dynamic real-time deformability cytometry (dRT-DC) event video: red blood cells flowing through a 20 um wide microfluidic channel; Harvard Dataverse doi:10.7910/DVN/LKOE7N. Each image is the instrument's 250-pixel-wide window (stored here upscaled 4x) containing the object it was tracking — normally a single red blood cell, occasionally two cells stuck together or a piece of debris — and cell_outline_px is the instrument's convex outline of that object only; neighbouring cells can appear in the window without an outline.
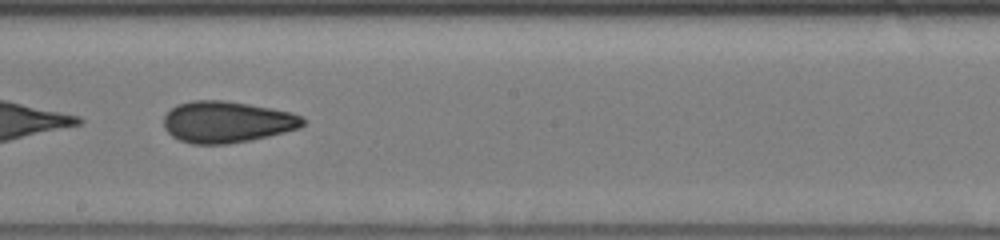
{"species": "human", "species_latin": "Homo sapiens", "temperature_condition": "cold", "stored_images_in_passage": 30, "camera_frame_rate_fps": 3000, "um_per_image_px": 0.085, "donor": {"sex": "male"}, "frame": {"image": 1, "passage_image": 13, "time_ms": 4.0, "image_size_px": [1000, 240], "cell_outline_px": [[304, 124], [300, 128], [252, 140], [228, 144], [192, 144], [180, 140], [172, 136], [164, 128], [164, 116], [176, 104], [192, 100], [224, 100], [272, 108], [292, 112], [300, 116], [304, 120]], "centroid_in_image_um": [19.27, 10.36], "position_along_channel_um": 228.9, "area_um2": 33.7}}